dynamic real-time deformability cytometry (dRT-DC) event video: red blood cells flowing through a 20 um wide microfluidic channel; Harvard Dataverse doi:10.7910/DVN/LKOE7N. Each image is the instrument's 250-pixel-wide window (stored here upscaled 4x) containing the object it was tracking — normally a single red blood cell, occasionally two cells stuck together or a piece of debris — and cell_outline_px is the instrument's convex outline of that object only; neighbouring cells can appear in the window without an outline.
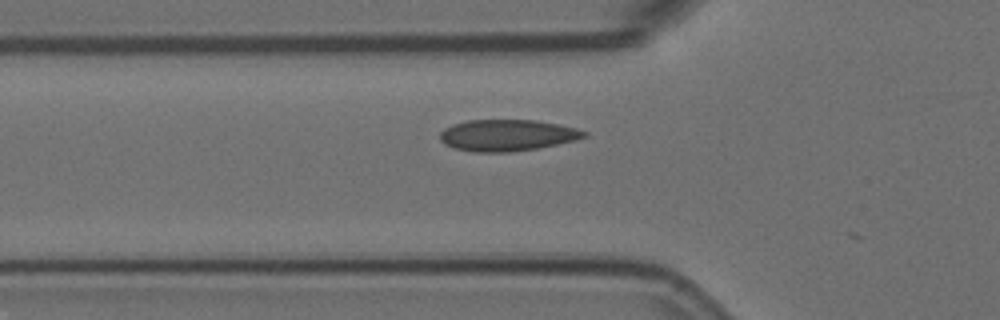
{"species": "Egyptian fruit bat (a non-hibernating species)", "species_latin": "Rousettus aegyptiacus", "temperature_condition": "room temperature", "stored_images_in_passage": 7, "camera_frame_rate_fps": 3000, "um_per_image_px": 0.085, "animal": {"sex": "female"}, "frame": {"image": 1, "passage_image": 4, "time_ms": 1.0, "image_size_px": [1000, 320], "cell_outline_px": [[588, 136], [576, 140], [536, 148], [508, 152], [476, 152], [456, 148], [444, 144], [440, 140], [440, 132], [444, 128], [452, 124], [468, 120], [536, 120], [576, 128], [588, 132]], "centroid_in_image_um": [43.1, 11.49], "position_along_channel_um": 82.7, "area_um2": 26.3}}
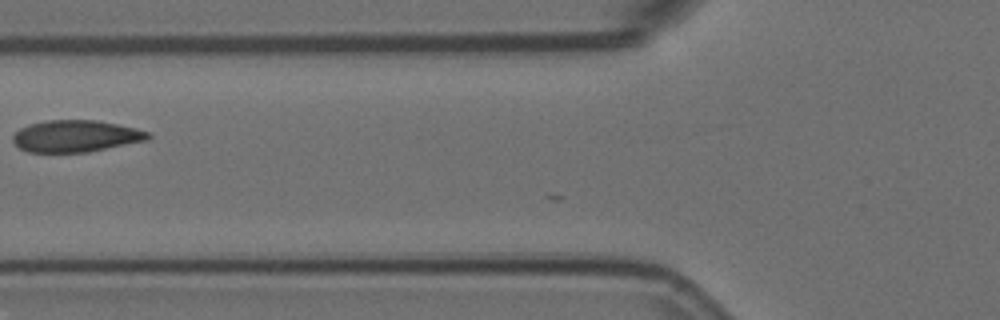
{"frame": {"image": 2, "passage_image": 5, "time_ms": 1.333, "image_size_px": [1000, 320], "cell_outline_px": [[152, 136], [148, 140], [88, 152], [28, 152], [20, 148], [12, 140], [12, 136], [20, 128], [28, 124], [48, 120], [96, 120], [136, 128], [148, 132]], "centroid_in_image_um": [6.44, 11.57], "position_along_channel_um": 119.4, "area_um2": 25.03}}
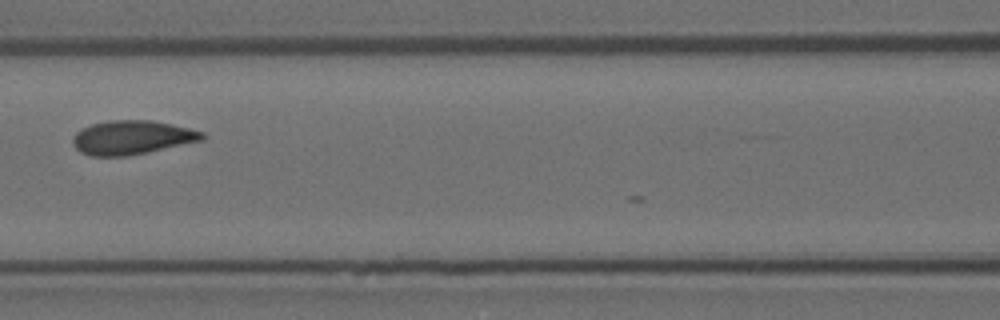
{"frame": {"image": 3, "passage_image": 6, "time_ms": 1.667, "image_size_px": [1000, 320], "cell_outline_px": [[204, 140], [148, 152], [128, 156], [88, 156], [80, 152], [72, 144], [72, 140], [76, 132], [92, 124], [108, 120], [152, 120], [172, 124], [204, 132]], "centroid_in_image_um": [11.21, 11.69], "position_along_channel_um": 155.4, "area_um2": 25.66}}